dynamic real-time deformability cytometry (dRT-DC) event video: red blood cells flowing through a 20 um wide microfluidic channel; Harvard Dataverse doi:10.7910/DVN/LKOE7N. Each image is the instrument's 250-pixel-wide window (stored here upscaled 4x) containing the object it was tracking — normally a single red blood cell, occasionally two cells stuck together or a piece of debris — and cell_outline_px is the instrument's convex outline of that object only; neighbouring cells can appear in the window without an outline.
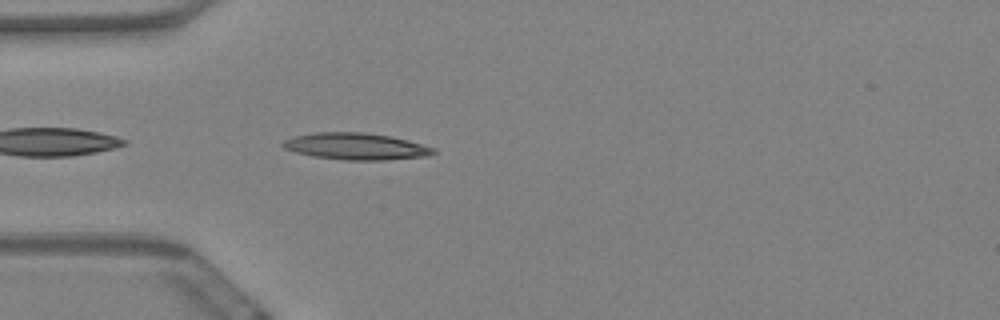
{"species": "Egyptian fruit bat (a non-hibernating species)", "species_latin": "Rousettus aegyptiacus", "temperature_condition": "warm", "stored_images_in_passage": 7, "camera_frame_rate_fps": 3000, "um_per_image_px": 0.085, "animal": {"sex": "female"}, "frame": {"image": 1, "passage_image": 3, "time_ms": 0.667, "image_size_px": [1000, 320], "cell_outline_px": [[436, 152], [428, 156], [384, 160], [344, 160], [312, 156], [296, 152], [284, 148], [280, 144], [284, 140], [292, 136], [316, 132], [364, 132], [388, 136], [408, 140], [436, 148]], "centroid_in_image_um": [30.24, 12.44], "position_along_channel_um": 54.8, "area_um2": 23.52}}